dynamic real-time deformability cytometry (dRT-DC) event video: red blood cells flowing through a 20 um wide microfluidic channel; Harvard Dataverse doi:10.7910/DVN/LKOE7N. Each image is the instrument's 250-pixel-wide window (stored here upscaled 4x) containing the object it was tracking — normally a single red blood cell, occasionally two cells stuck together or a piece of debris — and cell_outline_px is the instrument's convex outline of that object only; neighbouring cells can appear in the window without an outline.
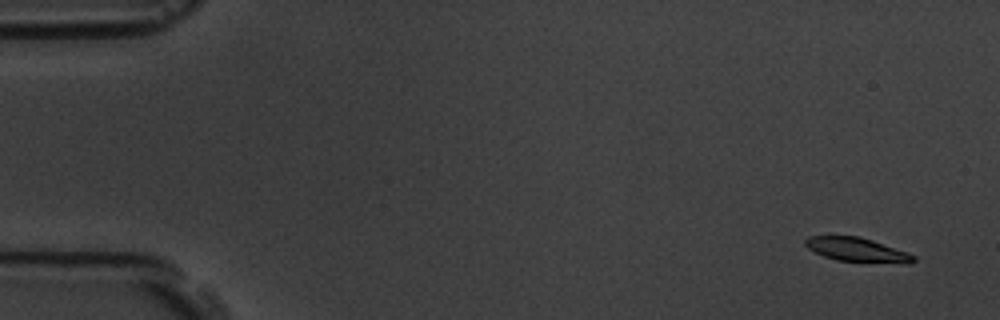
{"species": "common noctule bat (a hibernating species)", "species_latin": "Nyctalus noctula", "temperature_condition": "room temperature", "stored_images_in_passage": 6, "camera_frame_rate_fps": 3000, "um_per_image_px": 0.085, "animal": {"sex": "male", "body_mass_g": 19.5, "forearm_length_mm": 54.6}, "frame": {"image": 1, "passage_image": 2, "time_ms": 1.0, "image_size_px": [1000, 320], "cell_outline_px": [[916, 260], [912, 264], [836, 260], [824, 256], [808, 248], [804, 244], [804, 240], [808, 236], [860, 236], [908, 252], [916, 256]], "centroid_in_image_um": [72.89, 21.23], "position_along_channel_um": 12.1, "area_um2": 15.2}}
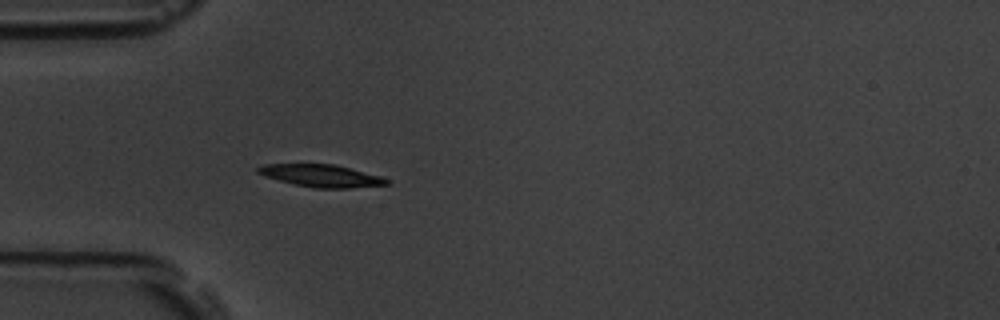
{"frame": {"image": 2, "passage_image": 6, "time_ms": 5.667, "image_size_px": [1000, 320], "cell_outline_px": [[388, 184], [352, 188], [312, 188], [292, 184], [264, 176], [256, 172], [256, 168], [264, 164], [336, 164], [380, 176], [388, 180]], "centroid_in_image_um": [27.26, 14.94], "position_along_channel_um": 57.7, "area_um2": 16.82}}